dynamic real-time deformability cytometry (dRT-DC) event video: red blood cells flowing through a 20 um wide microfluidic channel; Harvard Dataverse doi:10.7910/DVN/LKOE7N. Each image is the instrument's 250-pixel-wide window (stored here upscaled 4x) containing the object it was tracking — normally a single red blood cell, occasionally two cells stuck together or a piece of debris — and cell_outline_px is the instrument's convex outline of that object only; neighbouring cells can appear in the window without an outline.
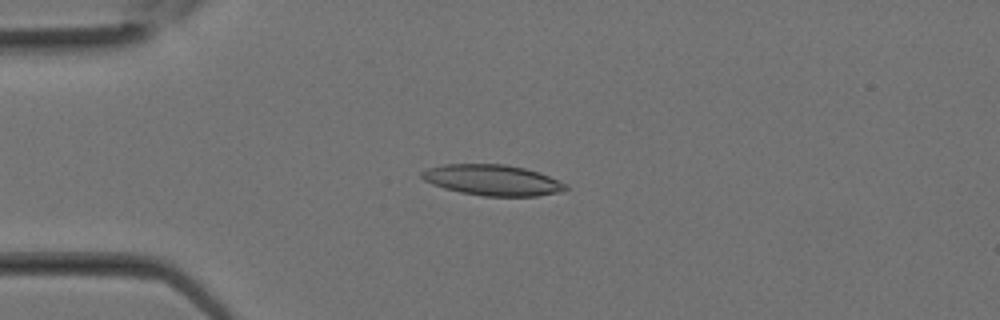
{"species": "Egyptian fruit bat (a non-hibernating species)", "species_latin": "Rousettus aegyptiacus", "temperature_condition": "room temperature", "stored_images_in_passage": 13, "camera_frame_rate_fps": 3000, "um_per_image_px": 0.085, "animal": {"sex": "female"}, "frame": {"image": 1, "passage_image": 6, "time_ms": 1.667, "image_size_px": [1000, 320], "cell_outline_px": [[568, 188], [564, 192], [536, 196], [484, 196], [460, 192], [444, 188], [432, 184], [424, 180], [420, 176], [420, 172], [428, 168], [444, 164], [504, 164], [524, 168], [548, 176], [564, 184]], "centroid_in_image_um": [41.83, 15.31], "position_along_channel_um": 43.2, "area_um2": 25.66}}
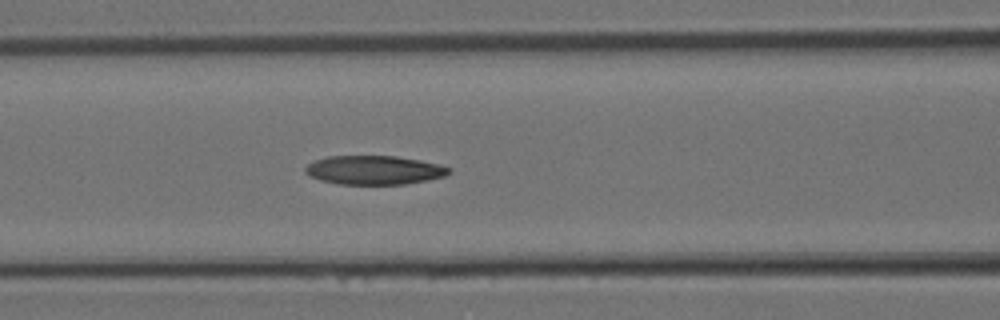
{"frame": {"image": 2, "passage_image": 11, "time_ms": 3.333, "image_size_px": [1000, 320], "cell_outline_px": [[452, 172], [444, 176], [428, 180], [404, 184], [340, 184], [320, 180], [308, 176], [304, 172], [304, 168], [308, 164], [316, 160], [328, 156], [396, 156], [420, 160], [440, 164], [452, 168]], "centroid_in_image_um": [31.82, 14.45], "position_along_channel_um": 134.8, "area_um2": 24.33}}
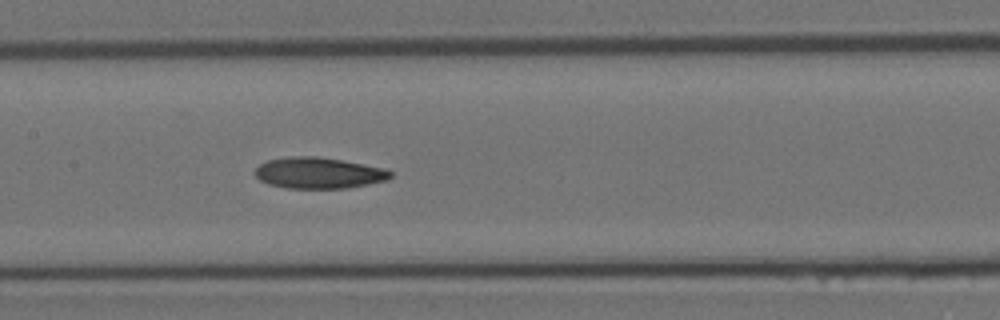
{"frame": {"image": 3, "passage_image": 13, "time_ms": 4.0, "image_size_px": [1000, 320], "cell_outline_px": [[392, 176], [388, 180], [348, 188], [288, 188], [268, 184], [260, 180], [256, 176], [256, 168], [260, 164], [268, 160], [292, 156], [316, 156], [340, 160], [384, 168], [392, 172]], "centroid_in_image_um": [27.1, 14.7], "position_along_channel_um": 180.3, "area_um2": 24.39}}